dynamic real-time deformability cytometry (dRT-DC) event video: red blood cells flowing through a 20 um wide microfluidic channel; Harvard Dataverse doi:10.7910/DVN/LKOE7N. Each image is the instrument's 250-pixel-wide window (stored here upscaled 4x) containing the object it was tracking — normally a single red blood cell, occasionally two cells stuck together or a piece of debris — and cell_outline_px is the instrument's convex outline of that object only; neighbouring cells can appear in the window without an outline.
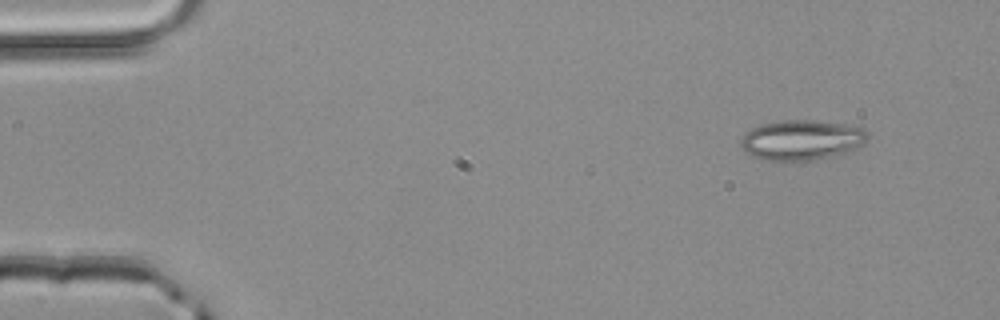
{"species": "common noctule bat (a hibernating species)", "species_latin": "Nyctalus noctula", "temperature_condition": "room temperature", "stored_images_in_passage": 3, "camera_frame_rate_fps": 3000, "um_per_image_px": 0.085, "animal": {"sex": "male", "body_mass_g": 20.4}, "frame": {"image": 1, "passage_image": 1, "time_ms": 0.0, "image_size_px": [1000, 320], "cell_outline_px": [[868, 136], [864, 144], [852, 152], [812, 160], [764, 160], [752, 156], [740, 148], [740, 140], [752, 128], [760, 124], [780, 120], [812, 120], [844, 124], [864, 128], [868, 132]], "centroid_in_image_um": [68.17, 11.9], "position_along_channel_um": 16.8, "area_um2": 29.88}}